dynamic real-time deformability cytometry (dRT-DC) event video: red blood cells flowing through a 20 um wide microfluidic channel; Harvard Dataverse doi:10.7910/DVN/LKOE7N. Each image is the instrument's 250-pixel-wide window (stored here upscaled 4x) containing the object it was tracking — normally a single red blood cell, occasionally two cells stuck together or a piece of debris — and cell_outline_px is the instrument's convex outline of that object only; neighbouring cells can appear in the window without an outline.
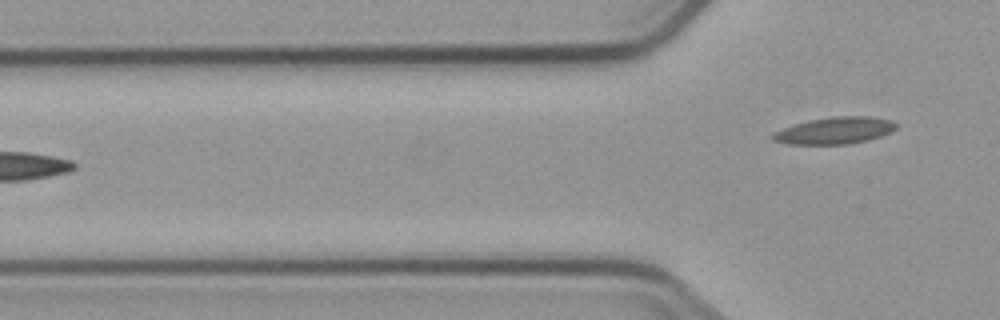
{"species": "common noctule bat (a hibernating species)", "species_latin": "Nyctalus noctula", "temperature_condition": "cold", "stored_images_in_passage": 5, "camera_frame_rate_fps": 3000, "um_per_image_px": 0.085, "animal": {"sex": "male", "body_mass_g": 23.1, "forearm_length_mm": 52.7}, "frame": {"image": 1, "passage_image": 5, "time_ms": 5.0, "image_size_px": [1000, 320], "cell_outline_px": [[896, 128], [892, 132], [868, 140], [848, 144], [788, 144], [772, 140], [768, 136], [772, 132], [808, 120], [832, 116], [868, 116], [892, 120], [896, 124]], "centroid_in_image_um": [70.93, 11.1], "position_along_channel_um": 54.9, "area_um2": 19.42}}